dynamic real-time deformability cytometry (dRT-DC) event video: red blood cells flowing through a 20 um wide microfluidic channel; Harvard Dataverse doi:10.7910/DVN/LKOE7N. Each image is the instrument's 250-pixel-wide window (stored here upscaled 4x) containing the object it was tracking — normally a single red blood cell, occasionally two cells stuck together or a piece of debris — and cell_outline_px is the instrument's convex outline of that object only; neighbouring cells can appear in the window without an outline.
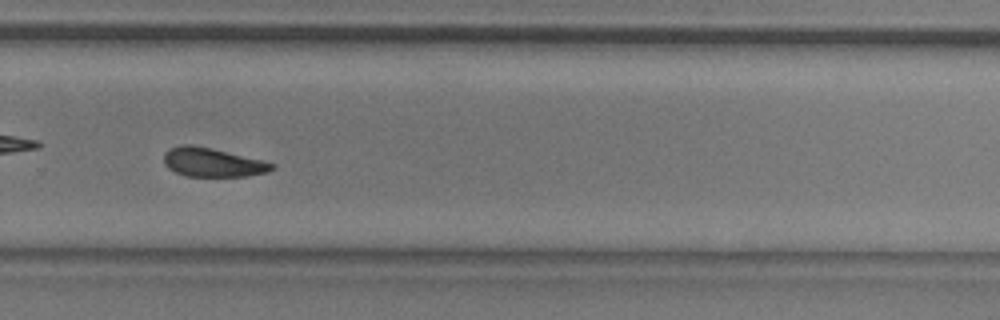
{"species": "common noctule bat (a hibernating species)", "species_latin": "Nyctalus noctula", "temperature_condition": "room temperature", "stored_images_in_passage": 42, "camera_frame_rate_fps": 3000, "um_per_image_px": 0.085, "animal": {"sex": "male", "body_mass_g": 20.5, "forearm_length_mm": 52.5}, "frame": {"image": 1, "passage_image": 28, "time_ms": 9.0, "image_size_px": [1000, 320], "cell_outline_px": [[276, 164], [268, 172], [248, 176], [188, 176], [176, 172], [168, 168], [164, 164], [164, 152], [168, 148], [184, 144], [192, 144], [212, 148], [264, 160]], "centroid_in_image_um": [18.06, 13.79], "position_along_channel_um": 311.7, "area_um2": 18.32}, "authors_computed_cell_mechanics": {"area_um2": 18.8428, "velocity_mm_per_s": 3.8218, "shape_relaxation_time_tau1_ms": 3.3, "shape_relaxation_time_tau2_ms": 4.8791, "deformation_change_tau1": 0.1114, "deformation_change_tau2": 0.0946}}